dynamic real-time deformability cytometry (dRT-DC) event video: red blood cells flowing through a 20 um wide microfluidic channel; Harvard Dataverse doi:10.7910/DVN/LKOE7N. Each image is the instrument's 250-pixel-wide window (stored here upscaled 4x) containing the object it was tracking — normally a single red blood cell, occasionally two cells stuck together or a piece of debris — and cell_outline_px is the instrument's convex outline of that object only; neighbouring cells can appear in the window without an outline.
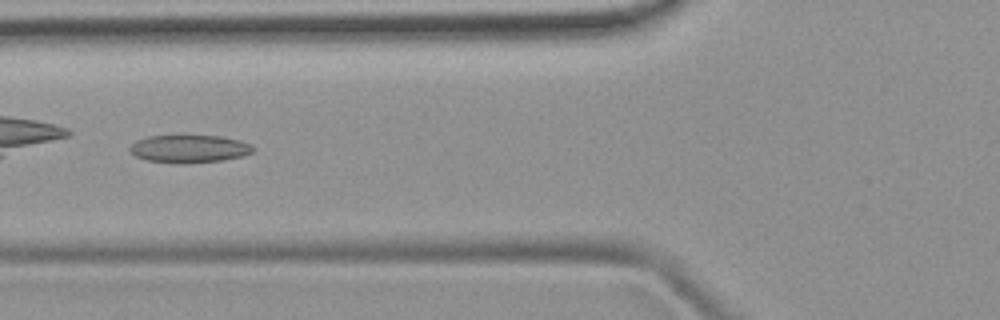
{"species": "common noctule bat (a hibernating species)", "species_latin": "Nyctalus noctula", "temperature_condition": "room temperature", "stored_images_in_passage": 5, "camera_frame_rate_fps": 3000, "um_per_image_px": 0.085, "animal": {"sex": "female", "body_mass_g": 19.9}, "frame": {"image": 1, "passage_image": 5, "time_ms": 4.333, "image_size_px": [1000, 320], "cell_outline_px": [[256, 148], [252, 152], [244, 156], [224, 160], [184, 164], [176, 164], [148, 160], [136, 156], [128, 148], [136, 140], [148, 136], [220, 136], [240, 140]], "centroid_in_image_um": [16.1, 12.66], "position_along_channel_um": 109.7, "area_um2": 20.0}}